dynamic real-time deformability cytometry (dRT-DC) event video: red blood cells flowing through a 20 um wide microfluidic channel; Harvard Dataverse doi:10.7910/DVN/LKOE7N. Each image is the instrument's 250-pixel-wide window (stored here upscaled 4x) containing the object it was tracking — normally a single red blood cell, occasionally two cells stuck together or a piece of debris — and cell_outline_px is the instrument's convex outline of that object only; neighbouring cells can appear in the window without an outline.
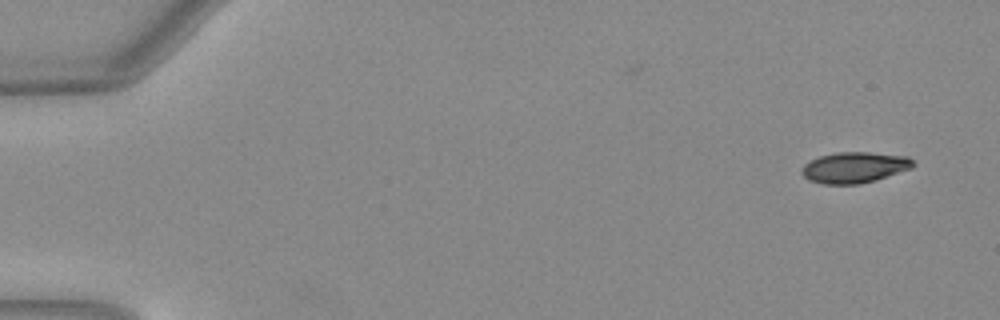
{"species": "Egyptian fruit bat (a non-hibernating species)", "species_latin": "Rousettus aegyptiacus", "temperature_condition": "warm", "stored_images_in_passage": 49, "camera_frame_rate_fps": 3000, "um_per_image_px": 0.085, "animal": {"sex": "female"}, "frame": {"image": 1, "passage_image": 1, "time_ms": 0.0, "image_size_px": [1000, 320], "cell_outline_px": [[916, 164], [912, 168], [876, 180], [860, 184], [824, 184], [808, 180], [800, 172], [804, 164], [820, 156], [836, 152], [868, 152], [908, 156]], "centroid_in_image_um": [72.64, 14.23], "position_along_channel_um": 12.4, "area_um2": 20.11}}
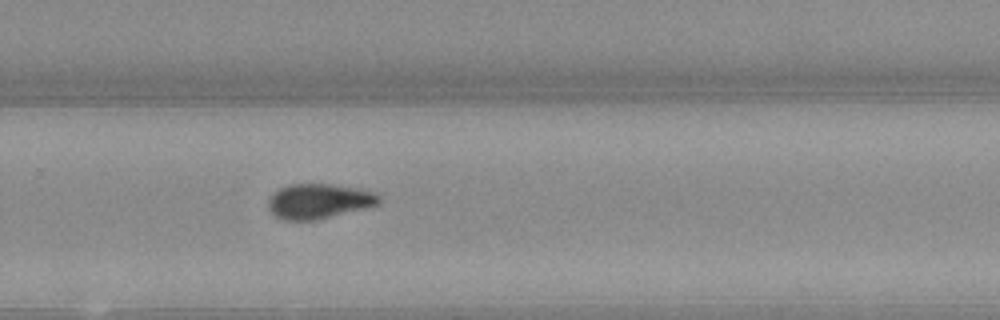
{"frame": {"image": 2, "passage_image": 33, "time_ms": 10.667, "image_size_px": [1000, 320], "cell_outline_px": [[380, 204], [312, 220], [288, 220], [276, 216], [272, 212], [268, 204], [268, 200], [280, 188], [288, 184], [332, 184], [372, 192], [380, 196]], "centroid_in_image_um": [27.08, 17.09], "position_along_channel_um": 302.7, "area_um2": 21.79}}
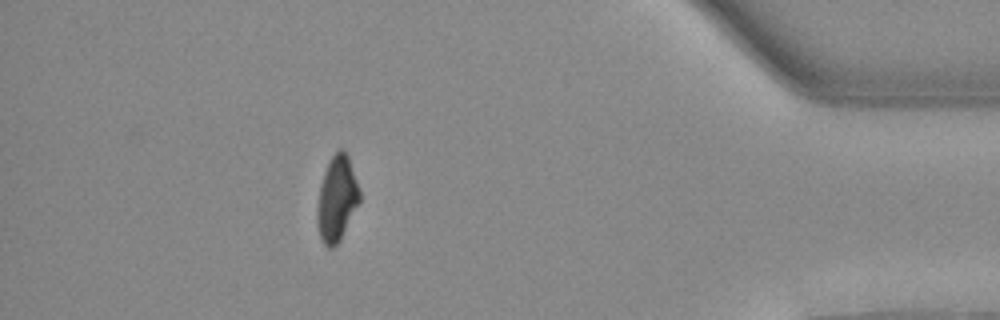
{"frame": {"image": 3, "passage_image": 44, "time_ms": 14.333, "image_size_px": [1000, 320], "cell_outline_px": [[360, 204], [340, 240], [332, 248], [328, 248], [324, 244], [320, 236], [316, 220], [316, 208], [320, 188], [324, 172], [328, 160], [340, 148], [344, 148], [348, 156], [360, 192]], "centroid_in_image_um": [28.63, 16.9], "position_along_channel_um": 406.6, "area_um2": 21.15}, "authors_computed_cell_mechanics": {"area_um2": 21.3282, "velocity_mm_per_s": 4.0457, "shape_relaxation_time_tau1_ms": 3.61, "shape_relaxation_time_tau2_ms": 3.0047, "deformation_change_tau1": 0.1865, "deformation_change_tau2": 0.095}}